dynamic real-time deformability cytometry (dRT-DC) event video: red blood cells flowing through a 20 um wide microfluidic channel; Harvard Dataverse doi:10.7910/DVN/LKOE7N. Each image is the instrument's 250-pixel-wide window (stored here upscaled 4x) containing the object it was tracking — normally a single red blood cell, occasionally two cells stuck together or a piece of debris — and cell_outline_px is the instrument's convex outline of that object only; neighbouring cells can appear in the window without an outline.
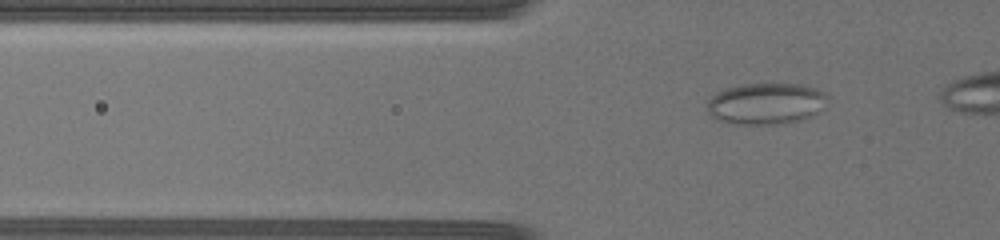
{"species": "common noctule bat (a hibernating species)", "species_latin": "Nyctalus noctula", "temperature_condition": "warm", "stored_images_in_passage": 22, "camera_frame_rate_fps": 3000, "um_per_image_px": 0.085, "animal": {"sex": "female", "body_mass_g": 19.5, "forearm_length_mm": 54.1}, "frame": {"image": 1, "passage_image": 13, "time_ms": 2.0, "image_size_px": [1000, 240], "cell_outline_px": [[828, 96], [824, 108], [812, 116], [800, 120], [784, 124], [732, 124], [720, 120], [712, 116], [704, 108], [708, 100], [716, 92], [740, 84], [804, 84], [816, 88], [824, 92]], "centroid_in_image_um": [65.12, 8.81], "position_along_channel_um": 60.7, "area_um2": 29.42}}